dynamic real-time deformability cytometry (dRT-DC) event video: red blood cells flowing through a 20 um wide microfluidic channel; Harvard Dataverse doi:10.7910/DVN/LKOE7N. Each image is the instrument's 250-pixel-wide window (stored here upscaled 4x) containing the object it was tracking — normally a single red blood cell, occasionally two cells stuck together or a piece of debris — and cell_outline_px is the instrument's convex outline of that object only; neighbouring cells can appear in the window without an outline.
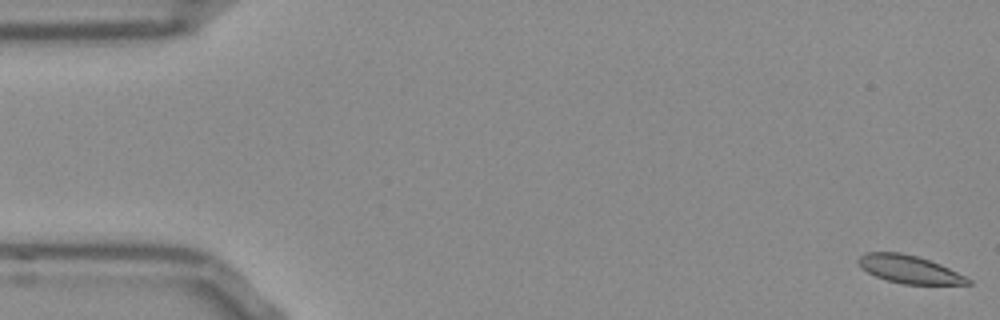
{"species": "Egyptian fruit bat (a non-hibernating species)", "species_latin": "Rousettus aegyptiacus", "temperature_condition": "room temperature", "stored_images_in_passage": 54, "camera_frame_rate_fps": 3000, "um_per_image_px": 0.085, "frame": {"image": 1, "passage_image": 1, "time_ms": 0.0, "image_size_px": [1000, 320], "cell_outline_px": [[972, 284], [904, 284], [888, 280], [876, 276], [868, 272], [856, 260], [864, 252], [900, 252], [916, 256], [940, 264], [972, 280]], "centroid_in_image_um": [77.28, 22.88], "position_along_channel_um": 7.7, "area_um2": 17.46}}
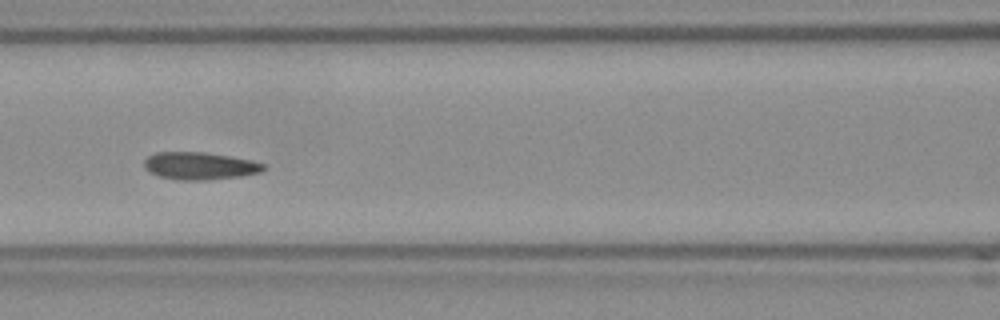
{"frame": {"image": 2, "passage_image": 23, "time_ms": 7.333, "image_size_px": [1000, 320], "cell_outline_px": [[264, 168], [260, 172], [244, 176], [204, 180], [180, 180], [160, 176], [148, 172], [144, 168], [144, 160], [148, 156], [156, 152], [204, 152], [252, 160], [264, 164]], "centroid_in_image_um": [16.95, 14.1], "position_along_channel_um": 149.6, "area_um2": 19.07}}
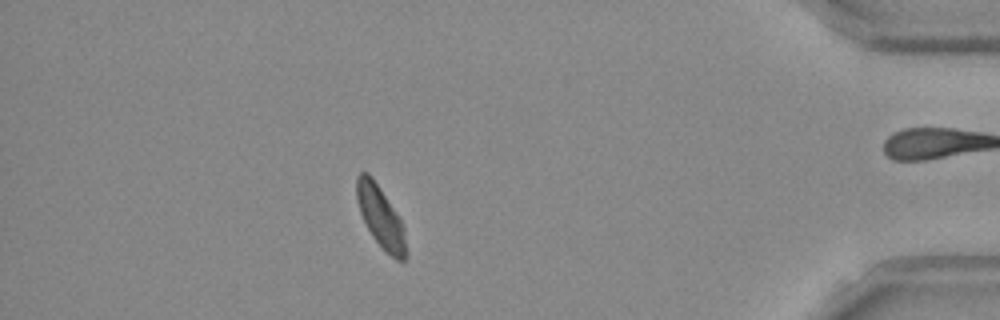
{"frame": {"image": 3, "passage_image": 47, "time_ms": 15.333, "image_size_px": [1000, 320], "cell_outline_px": [[408, 256], [404, 260], [396, 260], [372, 236], [360, 212], [356, 200], [356, 176], [360, 172], [368, 172], [372, 176], [396, 212], [404, 228]], "centroid_in_image_um": [32.35, 18.41], "position_along_channel_um": 402.9, "area_um2": 17.51}, "authors_computed_cell_mechanics": {"area_um2": 18.5538, "velocity_mm_per_s": 3.78, "shape_relaxation_time_tau1_ms": 4.6031, "shape_relaxation_time_tau2_ms": 2.8331, "deformation_change_tau1": 0.1041, "deformation_change_tau2": 0.0844}}